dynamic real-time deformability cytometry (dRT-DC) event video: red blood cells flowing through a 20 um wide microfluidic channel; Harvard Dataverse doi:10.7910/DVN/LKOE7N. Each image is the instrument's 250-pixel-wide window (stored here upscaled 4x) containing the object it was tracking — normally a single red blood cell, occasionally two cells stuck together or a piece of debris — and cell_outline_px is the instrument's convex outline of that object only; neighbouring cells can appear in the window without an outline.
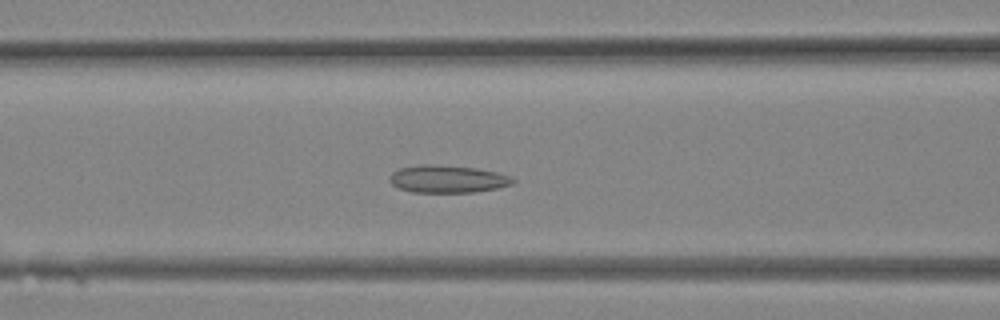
{"species": "Egyptian fruit bat (a non-hibernating species)", "species_latin": "Rousettus aegyptiacus", "temperature_condition": "room temperature", "stored_images_in_passage": 28, "camera_frame_rate_fps": 3000, "um_per_image_px": 0.085, "animal": {"sex": "female"}, "frame": {"image": 1, "passage_image": 11, "time_ms": 3.333, "image_size_px": [1000, 320], "cell_outline_px": [[516, 180], [512, 184], [496, 188], [472, 192], [412, 192], [400, 188], [392, 184], [388, 180], [388, 176], [392, 172], [400, 168], [420, 164], [436, 164], [476, 168], [496, 172], [512, 176]], "centroid_in_image_um": [38.02, 15.2], "position_along_channel_um": 128.6, "area_um2": 19.83}}
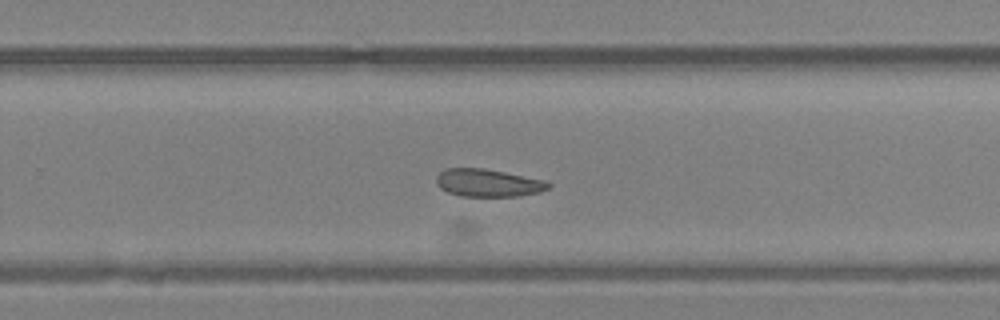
{"frame": {"image": 2, "passage_image": 18, "time_ms": 5.667, "image_size_px": [1000, 320], "cell_outline_px": [[552, 184], [548, 188], [540, 192], [520, 196], [460, 196], [448, 192], [440, 188], [436, 184], [436, 176], [444, 168], [484, 168], [544, 180]], "centroid_in_image_um": [41.46, 15.54], "position_along_channel_um": 288.3, "area_um2": 18.09}}
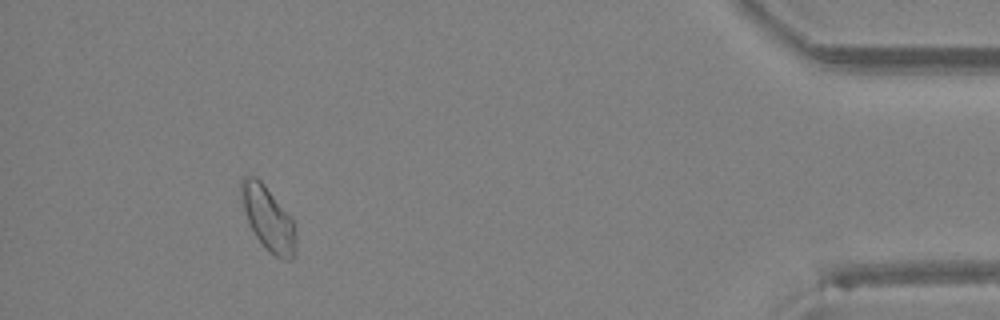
{"frame": {"image": 3, "passage_image": 26, "time_ms": 8.333, "image_size_px": [1000, 320], "cell_outline_px": [[296, 248], [292, 260], [288, 260], [276, 256], [256, 236], [244, 212], [240, 200], [240, 180], [244, 176], [256, 176], [264, 184], [296, 224]], "centroid_in_image_um": [22.79, 18.53], "position_along_channel_um": 412.4, "area_um2": 20.17}}